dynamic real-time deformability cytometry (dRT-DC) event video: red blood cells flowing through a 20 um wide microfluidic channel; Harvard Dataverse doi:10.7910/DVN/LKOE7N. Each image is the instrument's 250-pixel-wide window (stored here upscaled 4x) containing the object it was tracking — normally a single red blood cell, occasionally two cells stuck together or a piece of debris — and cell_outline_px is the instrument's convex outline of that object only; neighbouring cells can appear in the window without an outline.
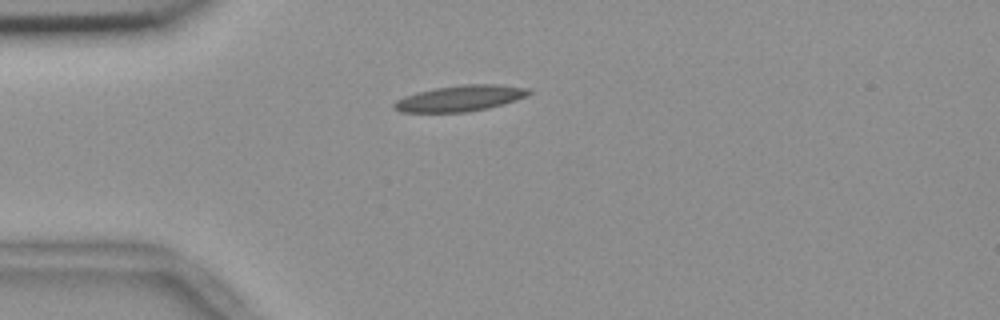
{"species": "common noctule bat (a hibernating species)", "species_latin": "Nyctalus noctula", "temperature_condition": "room temperature", "stored_images_in_passage": 35, "camera_frame_rate_fps": 3000, "um_per_image_px": 0.085, "animal": {"sex": "female", "body_mass_g": 18.4}, "frame": {"image": 1, "passage_image": 1, "time_ms": 0.0, "image_size_px": [1000, 320], "cell_outline_px": [[532, 92], [516, 100], [488, 108], [468, 112], [400, 112], [392, 108], [392, 104], [396, 100], [404, 96], [416, 92], [436, 88], [464, 84], [496, 84], [528, 88]], "centroid_in_image_um": [39.06, 8.36], "position_along_channel_um": 45.9, "area_um2": 20.35}}
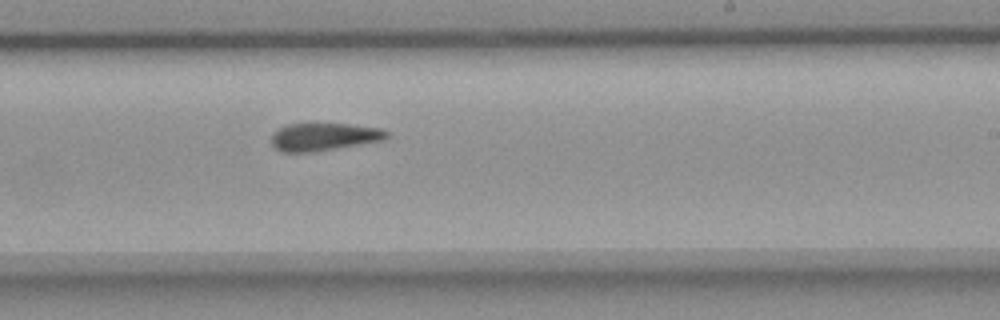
{"frame": {"image": 2, "passage_image": 20, "time_ms": 6.333, "image_size_px": [1000, 320], "cell_outline_px": [[388, 136], [384, 140], [312, 152], [280, 152], [272, 144], [272, 132], [288, 124], [348, 124], [380, 128], [388, 132]], "centroid_in_image_um": [27.51, 11.63], "position_along_channel_um": 261.5, "area_um2": 18.44}}
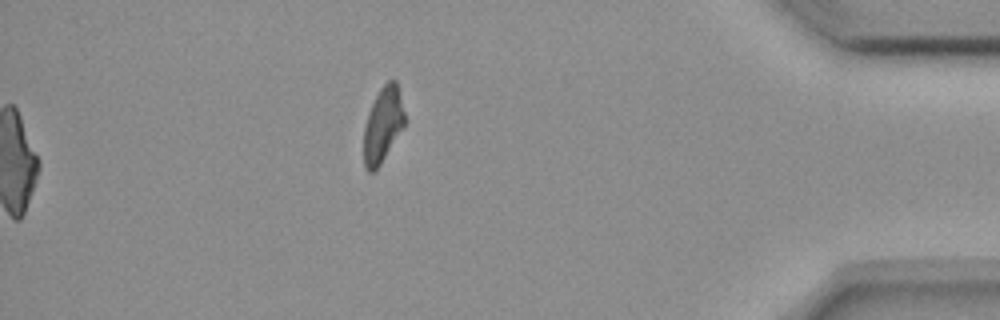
{"frame": {"image": 3, "passage_image": 35, "time_ms": 11.333, "image_size_px": [1000, 320], "cell_outline_px": [[404, 124], [380, 164], [372, 172], [368, 172], [364, 168], [364, 128], [368, 112], [380, 88], [388, 80], [396, 80], [404, 112]], "centroid_in_image_um": [32.52, 10.59], "position_along_channel_um": 402.7, "area_um2": 17.4}, "authors_computed_cell_mechanics": {"area_um2": 19.363, "velocity_mm_per_s": 3.6763, "shape_relaxation_time_tau1_ms": null, "shape_relaxation_time_tau2_ms": 5.0877, "deformation_change_tau1": null, "deformation_change_tau2": 0.1308}}